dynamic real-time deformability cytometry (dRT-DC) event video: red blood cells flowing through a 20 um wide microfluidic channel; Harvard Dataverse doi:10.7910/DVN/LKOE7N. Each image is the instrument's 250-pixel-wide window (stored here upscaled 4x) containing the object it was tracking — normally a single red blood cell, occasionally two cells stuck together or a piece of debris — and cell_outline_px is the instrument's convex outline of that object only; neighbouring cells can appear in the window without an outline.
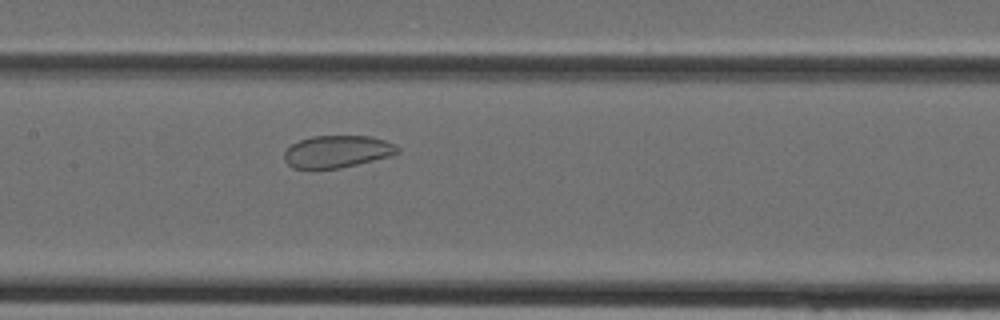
{"species": "Egyptian fruit bat (a non-hibernating species)", "species_latin": "Rousettus aegyptiacus", "temperature_condition": "cold", "stored_images_in_passage": 32, "camera_frame_rate_fps": 3000, "um_per_image_px": 0.085, "animal": {"sex": "female"}, "frame": {"image": 1, "passage_image": 16, "time_ms": 5.0, "image_size_px": [1000, 320], "cell_outline_px": [[400, 152], [392, 156], [340, 168], [292, 168], [284, 160], [284, 152], [292, 144], [300, 140], [312, 136], [372, 136], [384, 140], [400, 148]], "centroid_in_image_um": [28.68, 12.88], "position_along_channel_um": 178.7, "area_um2": 21.21}}
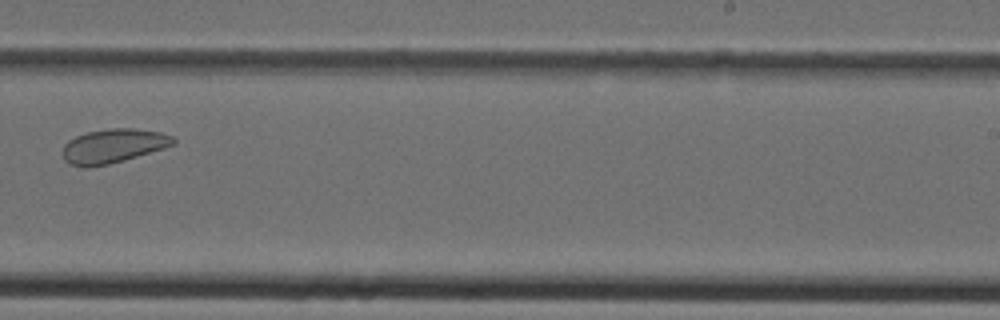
{"frame": {"image": 2, "passage_image": 22, "time_ms": 7.0, "image_size_px": [1000, 320], "cell_outline_px": [[176, 144], [164, 148], [124, 160], [108, 164], [88, 168], [84, 168], [68, 164], [64, 160], [64, 144], [68, 140], [76, 136], [88, 132], [108, 128], [136, 128], [160, 132], [172, 136], [176, 140]], "centroid_in_image_um": [9.62, 12.41], "position_along_channel_um": 279.4, "area_um2": 22.08}}
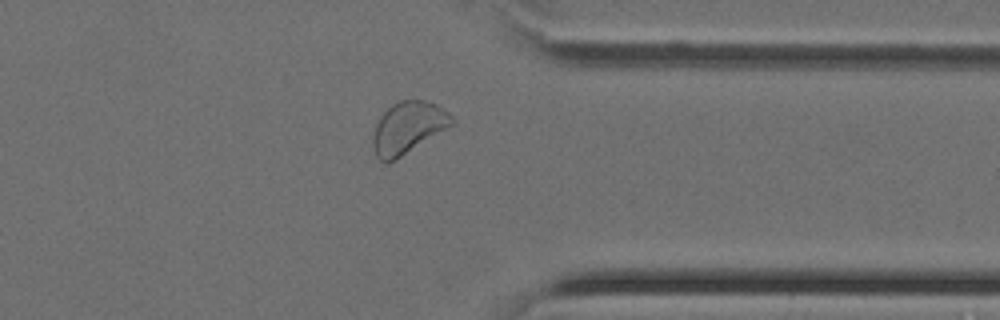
{"frame": {"image": 3, "passage_image": 28, "time_ms": 9.0, "image_size_px": [1000, 320], "cell_outline_px": [[456, 124], [388, 164], [384, 164], [376, 156], [372, 144], [372, 136], [376, 124], [380, 116], [392, 104], [400, 100], [424, 100], [436, 104], [448, 112], [456, 120]], "centroid_in_image_um": [34.69, 10.87], "position_along_channel_um": 376.7, "area_um2": 24.16}}